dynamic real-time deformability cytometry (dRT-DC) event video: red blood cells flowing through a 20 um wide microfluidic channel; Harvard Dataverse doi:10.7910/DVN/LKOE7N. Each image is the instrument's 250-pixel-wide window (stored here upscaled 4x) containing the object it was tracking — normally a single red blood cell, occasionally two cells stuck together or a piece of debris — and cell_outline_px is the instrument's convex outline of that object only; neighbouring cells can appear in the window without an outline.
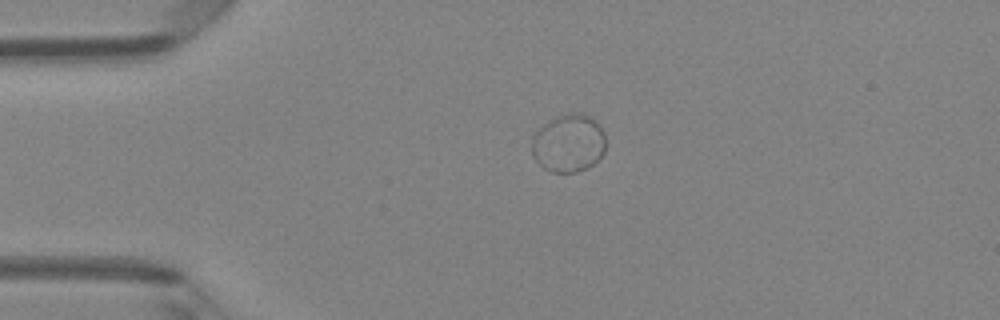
{"species": "Egyptian fruit bat (a non-hibernating species)", "species_latin": "Rousettus aegyptiacus", "temperature_condition": "room temperature", "stored_images_in_passage": 3, "camera_frame_rate_fps": 3000, "um_per_image_px": 0.085, "animal": {"sex": "female"}, "frame": {"image": 1, "passage_image": 1, "time_ms": 0.0, "image_size_px": [1000, 320], "cell_outline_px": [[604, 152], [588, 168], [576, 172], [552, 172], [544, 168], [532, 156], [532, 132], [556, 116], [568, 112], [584, 112], [604, 132]], "centroid_in_image_um": [48.28, 12.16], "position_along_channel_um": 36.7, "area_um2": 24.97}}
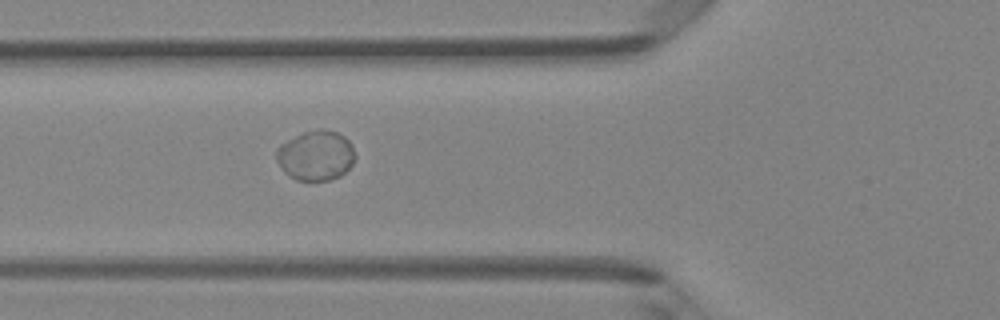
{"frame": {"image": 2, "passage_image": 3, "time_ms": 0.667, "image_size_px": [1000, 320], "cell_outline_px": [[356, 156], [352, 164], [340, 176], [328, 180], [296, 180], [288, 176], [284, 172], [276, 160], [276, 152], [280, 144], [304, 132], [320, 128], [324, 128], [336, 132], [344, 136], [352, 144]], "centroid_in_image_um": [26.85, 13.21], "position_along_channel_um": 99.0, "area_um2": 22.95}}